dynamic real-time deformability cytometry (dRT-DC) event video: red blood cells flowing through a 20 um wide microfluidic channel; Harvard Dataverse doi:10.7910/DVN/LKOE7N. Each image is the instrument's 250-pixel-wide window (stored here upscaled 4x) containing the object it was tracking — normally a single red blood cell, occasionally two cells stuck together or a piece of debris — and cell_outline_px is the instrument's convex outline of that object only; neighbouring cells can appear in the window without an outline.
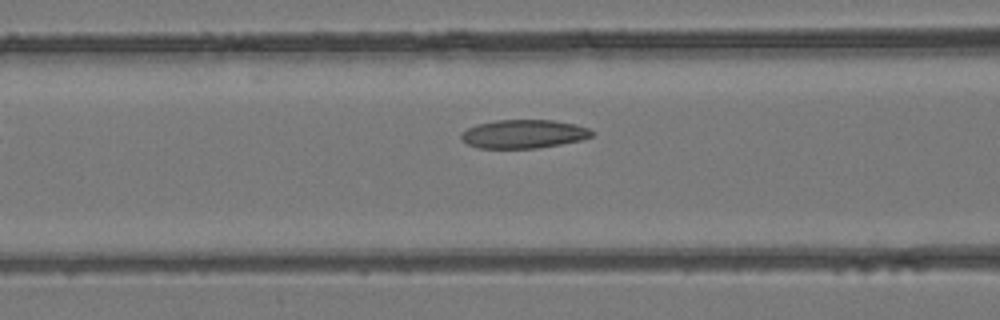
{"species": "common noctule bat (a hibernating species)", "species_latin": "Nyctalus noctula", "temperature_condition": "room temperature", "stored_images_in_passage": 4, "camera_frame_rate_fps": 3000, "um_per_image_px": 0.085, "animal": {"sex": "female", "body_mass_g": 24.6, "forearm_length_mm": 56.2}, "frame": {"image": 1, "passage_image": 4, "time_ms": 1.0, "image_size_px": [1000, 320], "cell_outline_px": [[592, 136], [580, 140], [560, 144], [536, 148], [476, 148], [468, 144], [460, 136], [468, 128], [476, 124], [496, 120], [552, 120], [576, 124], [588, 128], [592, 132]], "centroid_in_image_um": [44.5, 11.38], "position_along_channel_um": 122.1, "area_um2": 21.56}}